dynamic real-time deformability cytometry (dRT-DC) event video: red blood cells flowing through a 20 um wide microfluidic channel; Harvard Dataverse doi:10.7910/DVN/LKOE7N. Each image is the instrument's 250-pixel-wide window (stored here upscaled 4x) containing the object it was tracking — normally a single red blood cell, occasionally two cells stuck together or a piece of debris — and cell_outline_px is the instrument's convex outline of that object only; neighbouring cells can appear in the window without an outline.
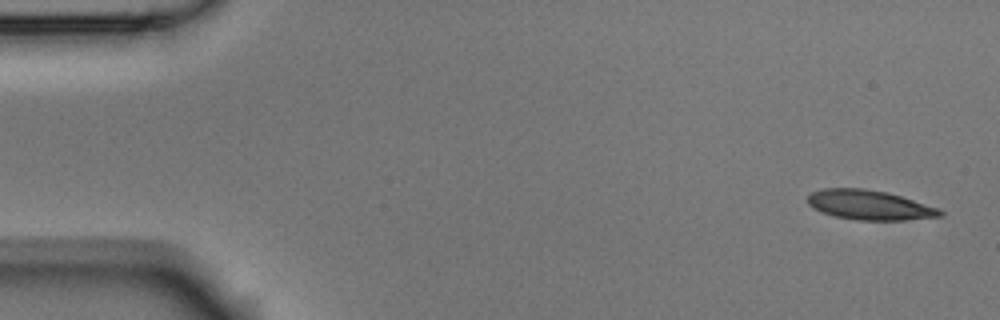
{"species": "Egyptian fruit bat (a non-hibernating species)", "species_latin": "Rousettus aegyptiacus", "temperature_condition": "room temperature", "stored_images_in_passage": 5, "camera_frame_rate_fps": 3000, "um_per_image_px": 0.085, "animal": {"sex": "male"}, "frame": {"image": 1, "passage_image": 1, "time_ms": 0.0, "image_size_px": [1000, 320], "cell_outline_px": [[944, 216], [904, 220], [856, 220], [836, 216], [824, 212], [808, 204], [808, 196], [812, 192], [824, 188], [864, 188], [888, 192], [940, 208], [944, 212]], "centroid_in_image_um": [73.97, 17.42], "position_along_channel_um": 11.0, "area_um2": 22.83}}